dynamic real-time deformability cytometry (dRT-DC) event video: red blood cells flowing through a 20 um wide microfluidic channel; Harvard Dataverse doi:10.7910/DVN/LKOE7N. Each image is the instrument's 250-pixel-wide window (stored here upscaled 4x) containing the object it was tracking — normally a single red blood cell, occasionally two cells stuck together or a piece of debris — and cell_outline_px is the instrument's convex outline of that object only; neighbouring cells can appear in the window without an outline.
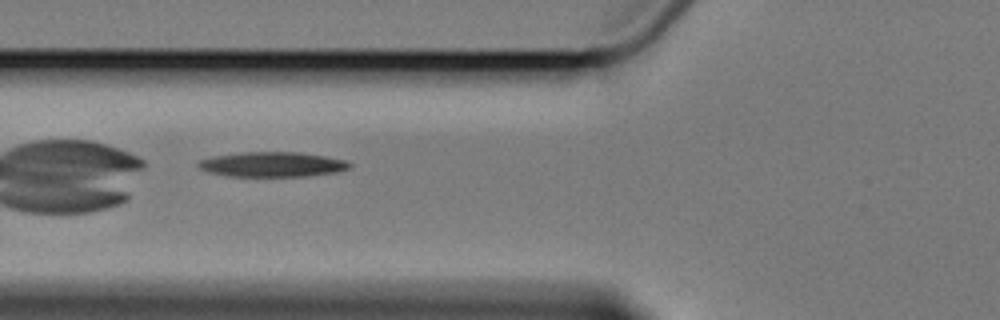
{"species": "Egyptian fruit bat (a non-hibernating species)", "species_latin": "Rousettus aegyptiacus", "temperature_condition": "cold", "stored_images_in_passage": 7, "camera_frame_rate_fps": 3000, "um_per_image_px": 0.085, "animal": {"sex": "female"}, "frame": {"image": 1, "passage_image": 6, "time_ms": 6.667, "image_size_px": [1000, 320], "cell_outline_px": [[352, 164], [348, 168], [336, 172], [304, 176], [228, 176], [208, 172], [200, 168], [196, 164], [200, 160], [212, 156], [244, 152], [300, 152], [324, 156], [344, 160]], "centroid_in_image_um": [23.11, 13.97], "position_along_channel_um": 102.7, "area_um2": 21.79}}